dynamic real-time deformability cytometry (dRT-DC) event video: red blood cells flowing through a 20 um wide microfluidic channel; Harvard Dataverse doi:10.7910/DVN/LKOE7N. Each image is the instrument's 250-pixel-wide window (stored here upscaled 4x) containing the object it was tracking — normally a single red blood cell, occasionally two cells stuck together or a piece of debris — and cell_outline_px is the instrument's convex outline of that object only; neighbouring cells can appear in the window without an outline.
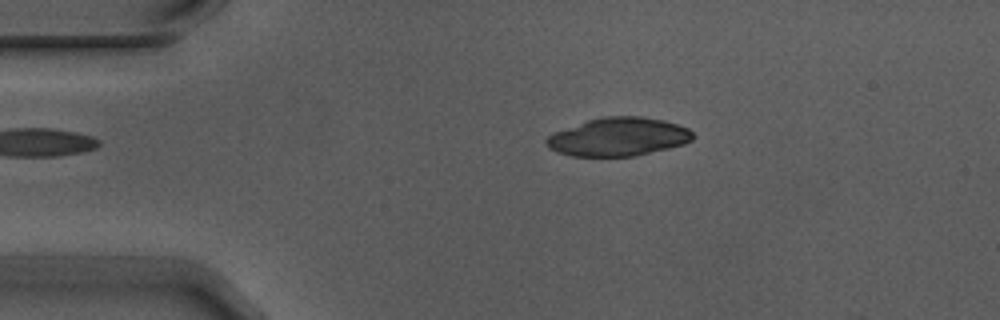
{"species": "Egyptian fruit bat (a non-hibernating species)", "species_latin": "Rousettus aegyptiacus", "temperature_condition": "warm", "stored_images_in_passage": 4, "camera_frame_rate_fps": 3000, "um_per_image_px": 0.085, "animal": {"sex": "male"}, "frame": {"image": 1, "passage_image": 3, "time_ms": 0.667, "image_size_px": [1000, 320], "cell_outline_px": [[692, 140], [684, 144], [636, 156], [572, 156], [556, 152], [548, 148], [544, 144], [544, 140], [552, 132], [588, 120], [604, 116], [640, 116], [664, 120], [688, 128], [692, 132]], "centroid_in_image_um": [52.51, 11.63], "position_along_channel_um": 32.5, "area_um2": 32.89}}